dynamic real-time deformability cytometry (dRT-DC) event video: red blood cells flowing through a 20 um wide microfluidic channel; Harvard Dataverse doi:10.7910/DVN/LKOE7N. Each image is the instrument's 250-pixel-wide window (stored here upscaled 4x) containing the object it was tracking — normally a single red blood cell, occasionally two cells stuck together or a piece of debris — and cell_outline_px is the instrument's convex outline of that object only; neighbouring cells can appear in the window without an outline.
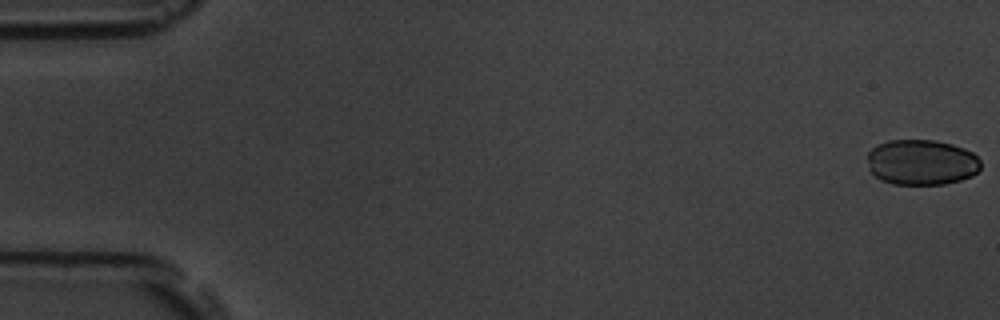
{"species": "common noctule bat (a hibernating species)", "species_latin": "Nyctalus noctula", "temperature_condition": "room temperature", "stored_images_in_passage": 3, "camera_frame_rate_fps": 3000, "um_per_image_px": 0.085, "animal": {"sex": "male", "body_mass_g": 19.5, "forearm_length_mm": 54.6}, "frame": {"image": 1, "passage_image": 1, "time_ms": 0.0, "image_size_px": [1000, 320], "cell_outline_px": [[980, 168], [972, 176], [960, 180], [944, 184], [892, 184], [880, 180], [872, 172], [868, 160], [868, 152], [872, 148], [888, 140], [936, 140], [952, 144], [964, 148], [972, 152], [980, 160]], "centroid_in_image_um": [78.35, 13.79], "position_along_channel_um": 6.7, "area_um2": 30.0}}